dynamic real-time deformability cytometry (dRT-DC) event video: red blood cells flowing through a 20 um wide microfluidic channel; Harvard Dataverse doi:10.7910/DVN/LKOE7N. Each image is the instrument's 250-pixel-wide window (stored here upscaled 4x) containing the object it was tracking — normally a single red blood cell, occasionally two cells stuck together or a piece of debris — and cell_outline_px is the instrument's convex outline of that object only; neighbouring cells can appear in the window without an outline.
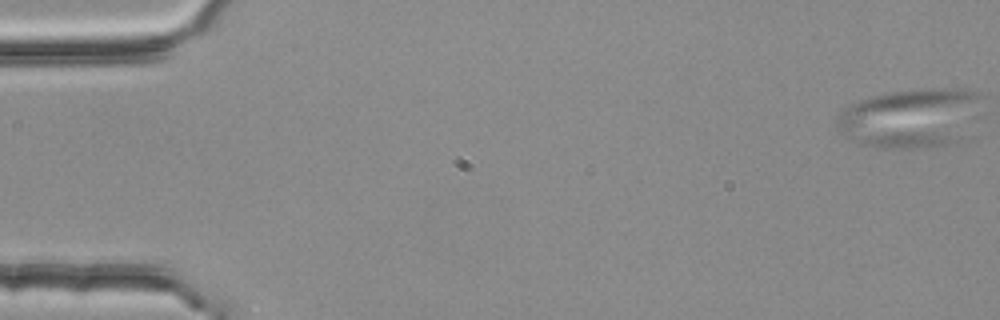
{"species": "common noctule bat (a hibernating species)", "species_latin": "Nyctalus noctula", "temperature_condition": "room temperature", "stored_images_in_passage": 3, "camera_frame_rate_fps": 3000, "um_per_image_px": 0.085, "animal": {"sex": "female", "body_mass_g": 25.1}, "frame": {"image": 1, "passage_image": 1, "time_ms": 0.0, "image_size_px": [1000, 320], "cell_outline_px": [[984, 96], [976, 140], [920, 148], [880, 148], [864, 144], [852, 140], [836, 124], [836, 116], [840, 112], [852, 104], [868, 96], [884, 92], [916, 88], [956, 88], [976, 92]], "centroid_in_image_um": [77.65, 10.04], "position_along_channel_um": 7.3, "area_um2": 52.54}}